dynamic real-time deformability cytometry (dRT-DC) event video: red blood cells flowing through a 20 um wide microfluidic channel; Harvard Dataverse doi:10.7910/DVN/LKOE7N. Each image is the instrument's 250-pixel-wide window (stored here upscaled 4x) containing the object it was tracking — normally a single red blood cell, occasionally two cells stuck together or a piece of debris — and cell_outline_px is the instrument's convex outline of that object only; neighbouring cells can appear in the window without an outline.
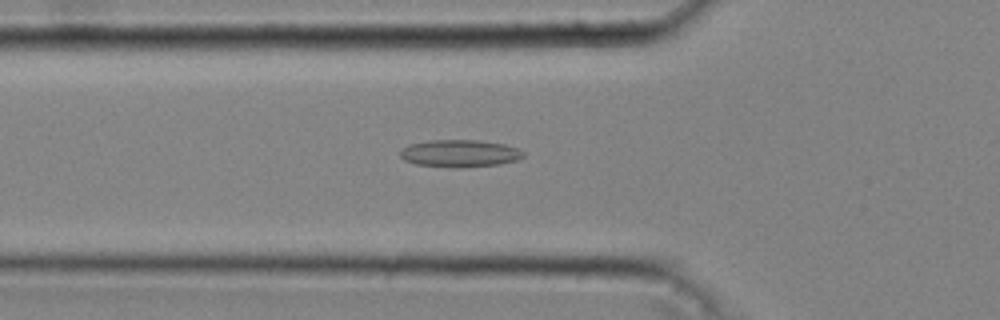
{"species": "common noctule bat (a hibernating species)", "species_latin": "Nyctalus noctula", "temperature_condition": "cold", "stored_images_in_passage": 44, "camera_frame_rate_fps": 3000, "um_per_image_px": 0.085, "animal": {"sex": "male", "body_mass_g": 20.4}, "frame": {"image": 1, "passage_image": 16, "time_ms": 5.0, "image_size_px": [1000, 320], "cell_outline_px": [[524, 156], [516, 160], [500, 164], [456, 168], [416, 164], [404, 160], [400, 156], [400, 148], [408, 144], [428, 140], [480, 140], [504, 144], [520, 148], [524, 152]], "centroid_in_image_um": [39.06, 13.03], "position_along_channel_um": 86.7, "area_um2": 19.83}}
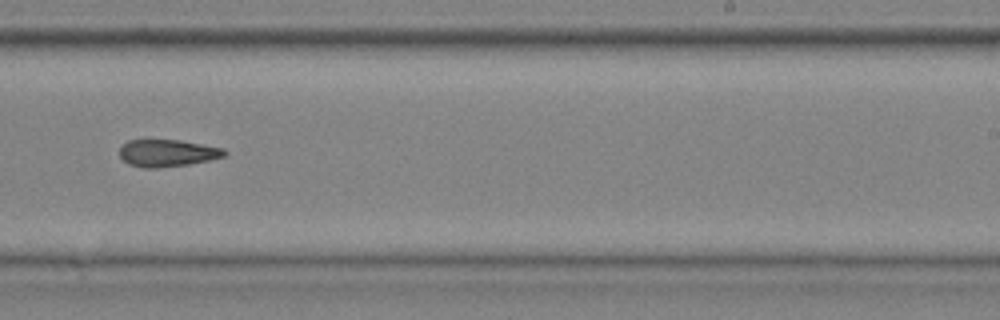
{"frame": {"image": 2, "passage_image": 29, "time_ms": 9.333, "image_size_px": [1000, 320], "cell_outline_px": [[228, 156], [188, 164], [156, 168], [144, 168], [128, 164], [120, 156], [120, 144], [128, 140], [180, 140], [224, 148], [228, 152]], "centroid_in_image_um": [14.23, 13.0], "position_along_channel_um": 274.8, "area_um2": 16.7}}
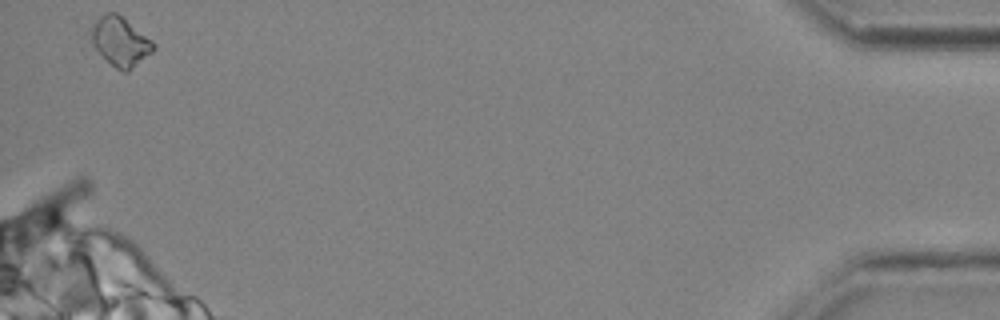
{"frame": {"image": 3, "passage_image": 44, "time_ms": 14.333, "image_size_px": [1000, 320], "cell_outline_px": [[156, 48], [152, 52], [128, 72], [124, 72], [116, 68], [92, 44], [92, 24], [104, 12], [116, 12], [152, 40], [156, 44]], "centroid_in_image_um": [10.25, 3.52], "position_along_channel_um": 424.9, "area_um2": 17.46}}